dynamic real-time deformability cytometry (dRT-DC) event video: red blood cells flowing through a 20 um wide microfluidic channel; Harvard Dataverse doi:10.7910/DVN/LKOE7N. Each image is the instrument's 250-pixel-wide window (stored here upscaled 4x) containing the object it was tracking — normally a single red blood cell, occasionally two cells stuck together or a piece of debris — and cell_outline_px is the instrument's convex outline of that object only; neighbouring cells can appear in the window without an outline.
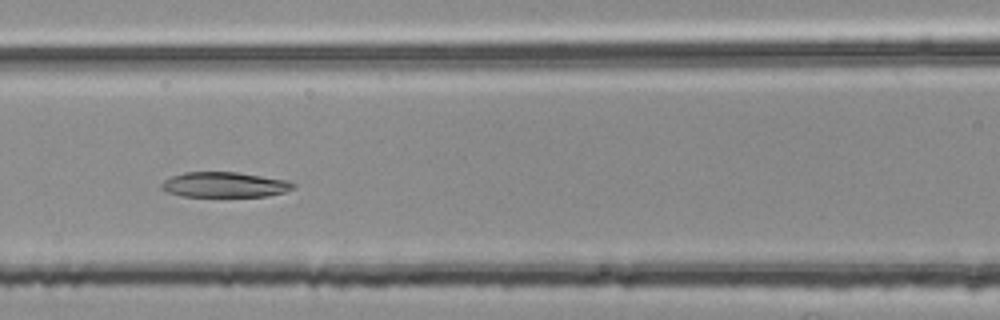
{"species": "common noctule bat (a hibernating species)", "species_latin": "Nyctalus noctula", "temperature_condition": "room temperature", "stored_images_in_passage": 31, "camera_frame_rate_fps": 3000, "um_per_image_px": 0.085, "animal": {"sex": "female", "body_mass_g": 25.1}, "frame": {"image": 1, "passage_image": 15, "time_ms": 4.667, "image_size_px": [1000, 320], "cell_outline_px": [[296, 188], [284, 192], [268, 196], [180, 196], [168, 192], [160, 188], [160, 184], [164, 180], [172, 176], [184, 172], [236, 172], [284, 180], [296, 184]], "centroid_in_image_um": [19.06, 15.7], "position_along_channel_um": 147.5, "area_um2": 19.25}}
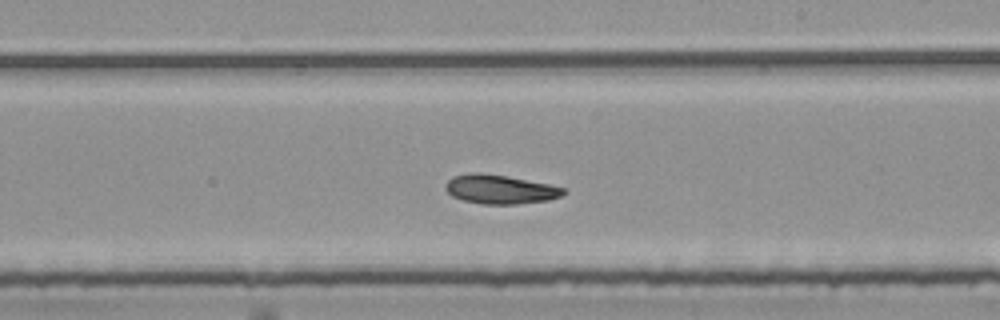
{"frame": {"image": 2, "passage_image": 23, "time_ms": 7.333, "image_size_px": [1000, 320], "cell_outline_px": [[568, 192], [560, 196], [548, 200], [516, 204], [480, 204], [464, 200], [452, 196], [444, 188], [444, 184], [452, 176], [472, 172], [504, 176], [548, 184], [564, 188]], "centroid_in_image_um": [42.47, 16.1], "position_along_channel_um": 246.5, "area_um2": 19.77}}
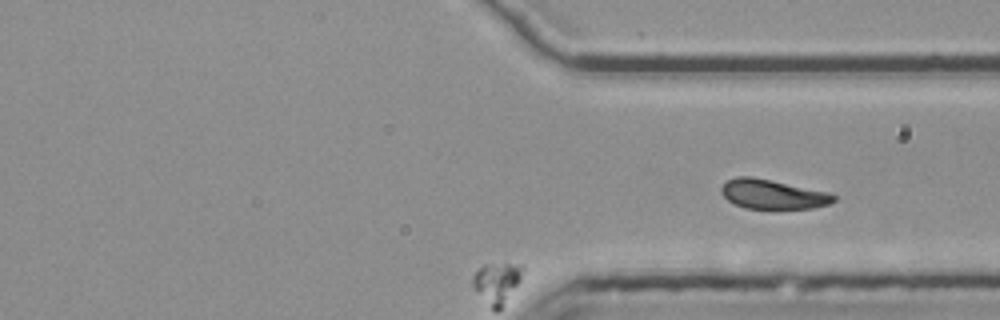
{"frame": {"image": 3, "passage_image": 31, "time_ms": 10.0, "image_size_px": [1000, 320], "cell_outline_px": [[836, 200], [828, 204], [812, 208], [744, 208], [728, 200], [720, 192], [720, 188], [728, 180], [736, 176], [752, 176], [828, 192], [836, 196]], "centroid_in_image_um": [65.66, 16.5], "position_along_channel_um": 345.7, "area_um2": 19.07}}